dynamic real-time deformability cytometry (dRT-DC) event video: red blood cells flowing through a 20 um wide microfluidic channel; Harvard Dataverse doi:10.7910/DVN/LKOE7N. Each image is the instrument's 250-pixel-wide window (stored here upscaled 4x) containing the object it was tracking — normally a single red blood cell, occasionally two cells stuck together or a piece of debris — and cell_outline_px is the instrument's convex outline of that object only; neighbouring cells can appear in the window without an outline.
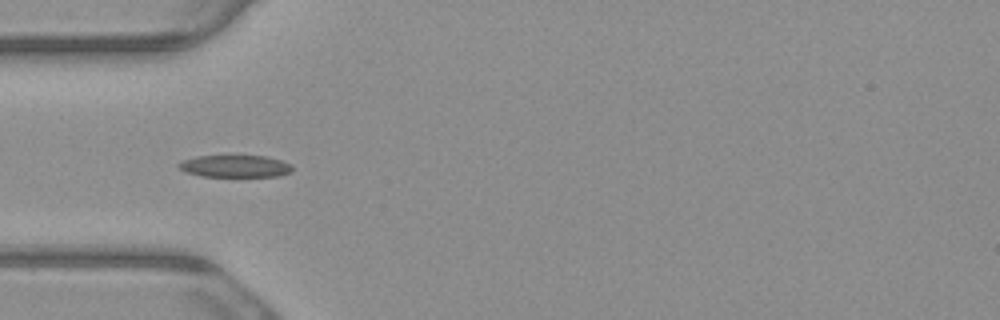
{"species": "common noctule bat (a hibernating species)", "species_latin": "Nyctalus noctula", "temperature_condition": "warm", "stored_images_in_passage": 6, "camera_frame_rate_fps": 3000, "um_per_image_px": 0.085, "animal": {"sex": "male", "body_mass_g": 23.1, "forearm_length_mm": 52.7}, "frame": {"image": 1, "passage_image": 4, "time_ms": 1.0, "image_size_px": [1000, 320], "cell_outline_px": [[292, 172], [280, 176], [200, 176], [184, 172], [176, 164], [180, 160], [196, 156], [268, 156], [292, 164]], "centroid_in_image_um": [19.96, 14.12], "position_along_channel_um": 65.0, "area_um2": 14.8}}
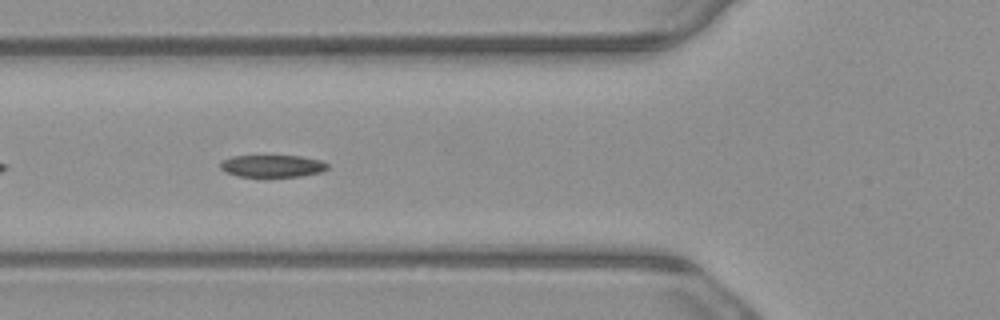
{"frame": {"image": 2, "passage_image": 5, "time_ms": 1.333, "image_size_px": [1000, 320], "cell_outline_px": [[328, 168], [320, 172], [300, 176], [236, 176], [224, 172], [220, 168], [220, 160], [232, 156], [300, 156], [320, 160], [328, 164]], "centroid_in_image_um": [23.09, 14.1], "position_along_channel_um": 102.7, "area_um2": 13.81}}
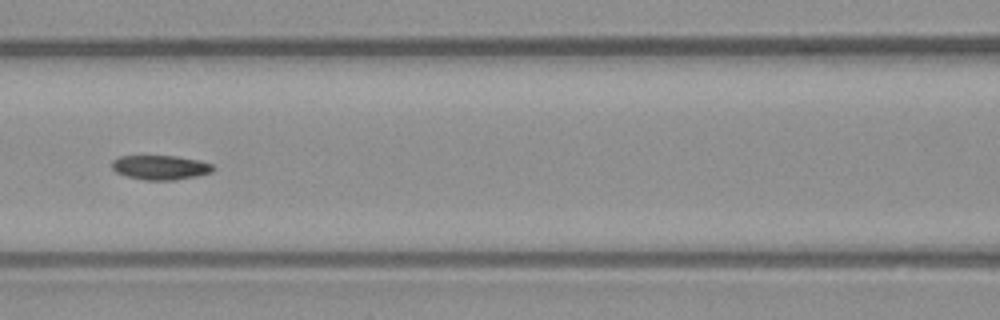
{"frame": {"image": 3, "passage_image": 6, "time_ms": 1.667, "image_size_px": [1000, 320], "cell_outline_px": [[216, 168], [212, 172], [196, 176], [172, 180], [144, 180], [128, 176], [116, 172], [112, 168], [112, 160], [120, 156], [176, 156], [200, 160], [212, 164]], "centroid_in_image_um": [13.66, 14.22], "position_along_channel_um": 152.9, "area_um2": 14.39}}